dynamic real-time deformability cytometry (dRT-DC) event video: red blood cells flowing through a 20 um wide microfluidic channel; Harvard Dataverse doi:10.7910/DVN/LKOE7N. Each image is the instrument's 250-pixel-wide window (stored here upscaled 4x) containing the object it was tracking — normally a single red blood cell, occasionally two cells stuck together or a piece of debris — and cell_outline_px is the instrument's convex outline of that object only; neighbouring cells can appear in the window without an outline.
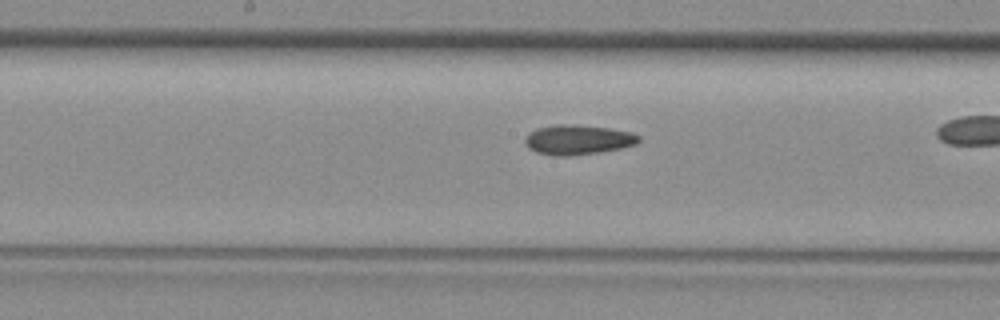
{"species": "common noctule bat (a hibernating species)", "species_latin": "Nyctalus noctula", "temperature_condition": "room temperature", "stored_images_in_passage": 21, "camera_frame_rate_fps": 3000, "um_per_image_px": 0.085, "animal": {"sex": "female", "body_mass_g": 29.2, "forearm_length_mm": 56.3}, "frame": {"image": 1, "passage_image": 10, "time_ms": 3.0, "image_size_px": [1000, 320], "cell_outline_px": [[640, 140], [636, 144], [620, 148], [600, 152], [568, 156], [556, 156], [536, 152], [528, 148], [524, 140], [524, 136], [528, 132], [536, 128], [556, 124], [572, 124], [608, 128], [632, 132], [640, 136]], "centroid_in_image_um": [49.08, 11.87], "position_along_channel_um": 199.1, "area_um2": 19.88}}
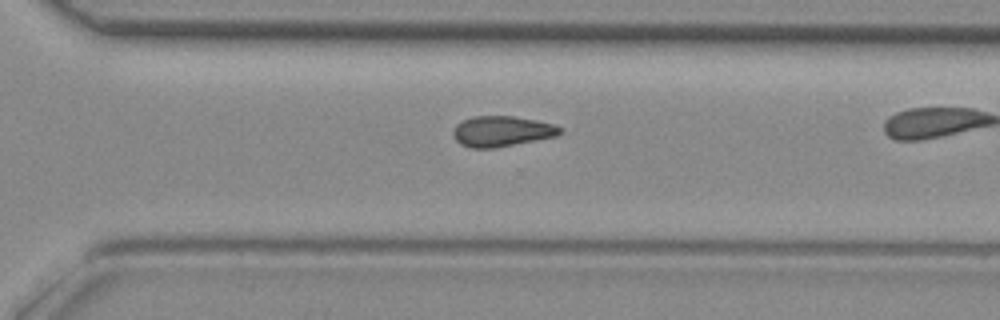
{"frame": {"image": 2, "passage_image": 18, "time_ms": 5.667, "image_size_px": [1000, 320], "cell_outline_px": [[560, 132], [556, 136], [536, 140], [492, 148], [472, 148], [460, 144], [456, 140], [452, 132], [456, 124], [472, 116], [512, 116], [536, 120], [552, 124], [560, 128]], "centroid_in_image_um": [42.6, 11.15], "position_along_channel_um": 328.0, "area_um2": 18.73}}